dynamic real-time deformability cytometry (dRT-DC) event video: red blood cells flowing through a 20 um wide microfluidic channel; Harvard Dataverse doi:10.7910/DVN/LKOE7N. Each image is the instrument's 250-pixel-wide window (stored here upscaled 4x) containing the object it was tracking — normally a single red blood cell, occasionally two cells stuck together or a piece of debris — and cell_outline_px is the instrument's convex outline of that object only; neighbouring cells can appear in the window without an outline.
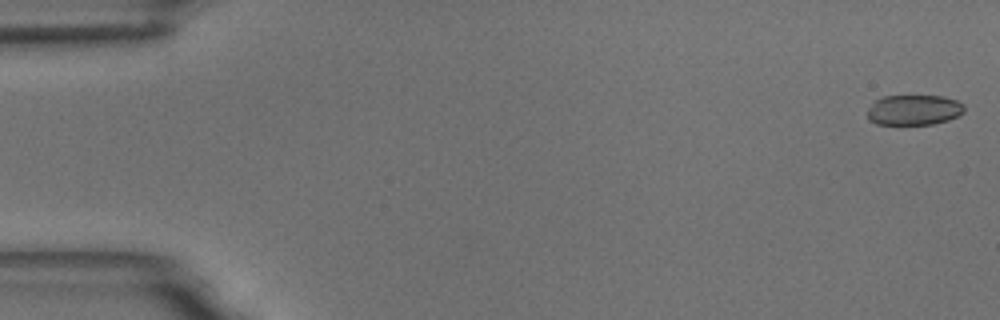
{"species": "common noctule bat (a hibernating species)", "species_latin": "Nyctalus noctula", "temperature_condition": "room temperature", "stored_images_in_passage": 55, "camera_frame_rate_fps": 3000, "um_per_image_px": 0.085, "animal": {"sex": "male", "body_mass_g": 18.8}, "frame": {"image": 1, "passage_image": 1, "time_ms": 0.0, "image_size_px": [1000, 320], "cell_outline_px": [[964, 112], [948, 120], [932, 124], [876, 124], [868, 120], [868, 108], [876, 100], [884, 96], [944, 96], [956, 100], [964, 104]], "centroid_in_image_um": [77.68, 9.34], "position_along_channel_um": 7.3, "area_um2": 17.05}}
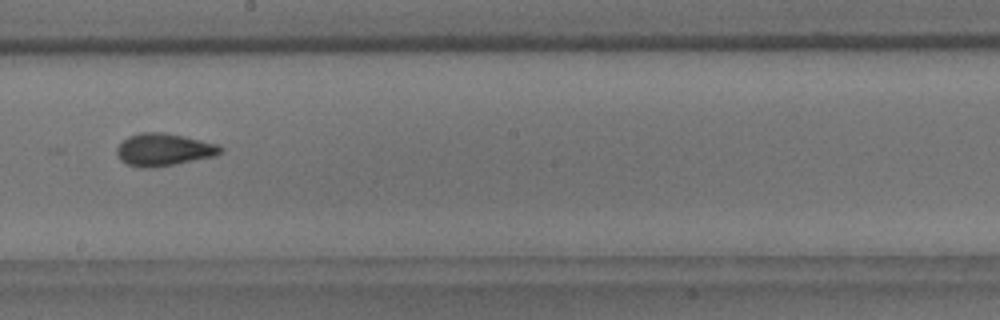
{"frame": {"image": 2, "passage_image": 31, "time_ms": 10.0, "image_size_px": [1000, 320], "cell_outline_px": [[224, 148], [216, 156], [152, 168], [140, 168], [128, 164], [120, 160], [116, 156], [116, 148], [128, 136], [140, 132], [164, 132], [184, 136], [216, 144]], "centroid_in_image_um": [13.88, 12.72], "position_along_channel_um": 234.3, "area_um2": 19.59}}
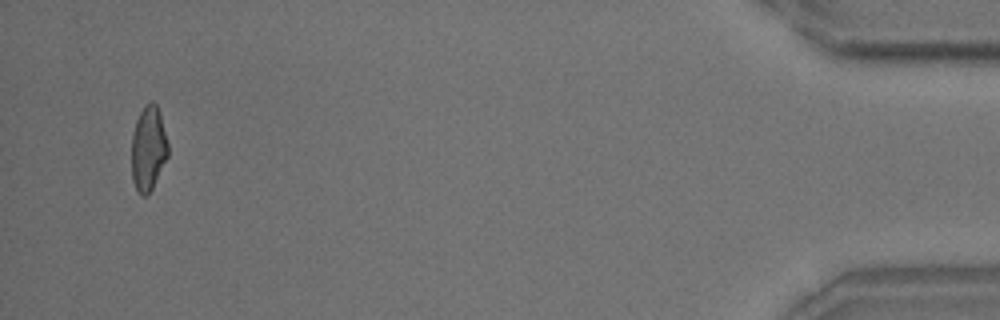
{"frame": {"image": 3, "passage_image": 53, "time_ms": 17.333, "image_size_px": [1000, 320], "cell_outline_px": [[168, 156], [152, 188], [144, 196], [136, 188], [132, 180], [132, 136], [136, 120], [144, 104], [152, 100], [156, 104], [160, 112], [168, 144]], "centroid_in_image_um": [12.61, 12.56], "position_along_channel_um": 422.6, "area_um2": 17.86}, "authors_computed_cell_mechanics": {"area_um2": 18.8428, "velocity_mm_per_s": 3.6723, "shape_relaxation_time_tau1_ms": 8.348, "shape_relaxation_time_tau2_ms": 1.3162, "deformation_change_tau1": 0.1678, "deformation_change_tau2": 0.0812}}